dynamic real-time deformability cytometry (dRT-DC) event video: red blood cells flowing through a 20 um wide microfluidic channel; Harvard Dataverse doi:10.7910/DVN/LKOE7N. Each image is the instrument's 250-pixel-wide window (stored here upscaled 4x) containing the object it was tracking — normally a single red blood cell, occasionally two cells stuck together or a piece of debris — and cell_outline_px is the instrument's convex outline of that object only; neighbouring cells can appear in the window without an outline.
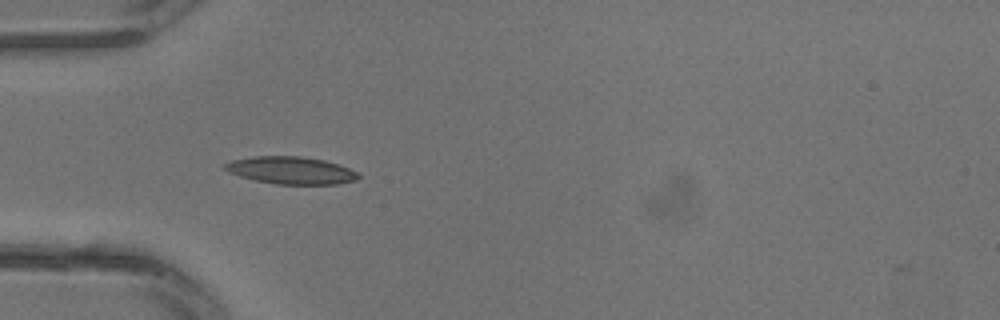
{"species": "common noctule bat (a hibernating species)", "species_latin": "Nyctalus noctula", "temperature_condition": "warm", "stored_images_in_passage": 4, "camera_frame_rate_fps": 3000, "um_per_image_px": 0.085, "animal": {"sex": "male", "body_mass_g": 13.3}, "frame": {"image": 1, "passage_image": 2, "time_ms": 0.333, "image_size_px": [1000, 320], "cell_outline_px": [[360, 176], [356, 180], [336, 184], [276, 184], [256, 180], [240, 176], [228, 172], [224, 168], [224, 164], [232, 160], [252, 156], [300, 156], [324, 160], [348, 168], [356, 172]], "centroid_in_image_um": [24.71, 14.47], "position_along_channel_um": 60.3, "area_um2": 21.1}}
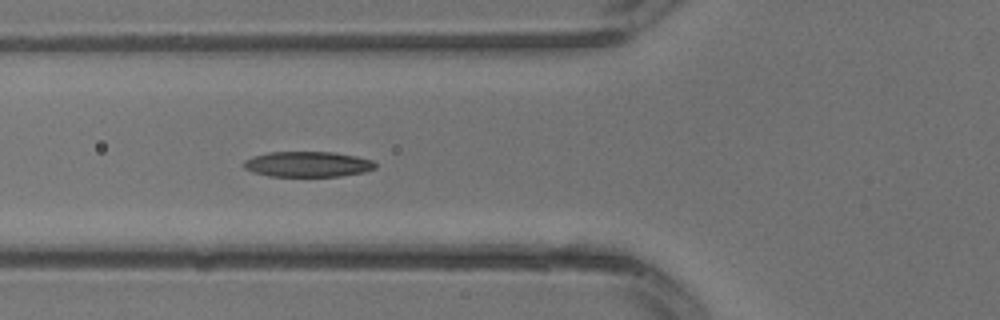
{"frame": {"image": 2, "passage_image": 4, "time_ms": 1.0, "image_size_px": [1000, 320], "cell_outline_px": [[376, 168], [364, 172], [340, 176], [268, 176], [252, 172], [244, 168], [244, 160], [252, 156], [268, 152], [332, 152], [356, 156], [372, 160], [376, 164]], "centroid_in_image_um": [26.13, 13.96], "position_along_channel_um": 99.7, "area_um2": 19.54}}